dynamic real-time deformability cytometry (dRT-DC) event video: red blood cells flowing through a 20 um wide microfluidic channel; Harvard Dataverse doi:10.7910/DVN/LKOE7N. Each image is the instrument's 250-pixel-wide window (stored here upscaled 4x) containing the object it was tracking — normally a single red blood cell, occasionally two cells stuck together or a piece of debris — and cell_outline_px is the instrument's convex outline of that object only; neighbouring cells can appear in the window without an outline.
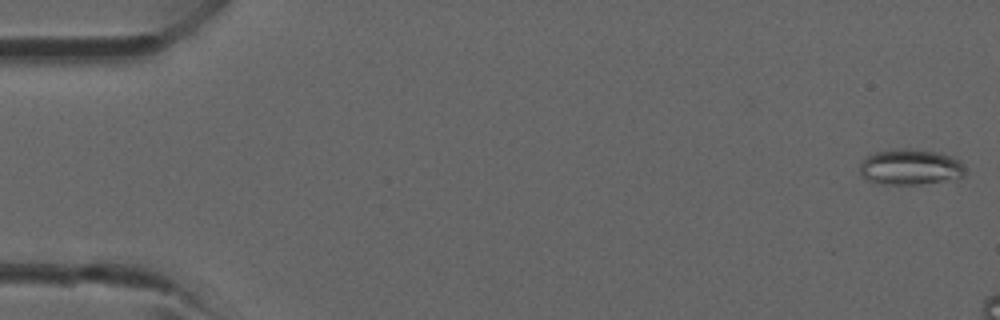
{"species": "common noctule bat (a hibernating species)", "species_latin": "Nyctalus noctula", "temperature_condition": "room temperature", "stored_images_in_passage": 2, "camera_frame_rate_fps": 3000, "um_per_image_px": 0.085, "animal": {"sex": "male", "forearm_length_mm": 52.5}, "frame": {"image": 1, "passage_image": 2, "time_ms": 1.333, "image_size_px": [1000, 320], "cell_outline_px": [[968, 168], [964, 176], [920, 184], [880, 184], [864, 180], [860, 176], [860, 164], [864, 156], [876, 152], [896, 148], [908, 148], [936, 152], [960, 160]], "centroid_in_image_um": [77.33, 14.19], "position_along_channel_um": 7.7, "area_um2": 22.2}}